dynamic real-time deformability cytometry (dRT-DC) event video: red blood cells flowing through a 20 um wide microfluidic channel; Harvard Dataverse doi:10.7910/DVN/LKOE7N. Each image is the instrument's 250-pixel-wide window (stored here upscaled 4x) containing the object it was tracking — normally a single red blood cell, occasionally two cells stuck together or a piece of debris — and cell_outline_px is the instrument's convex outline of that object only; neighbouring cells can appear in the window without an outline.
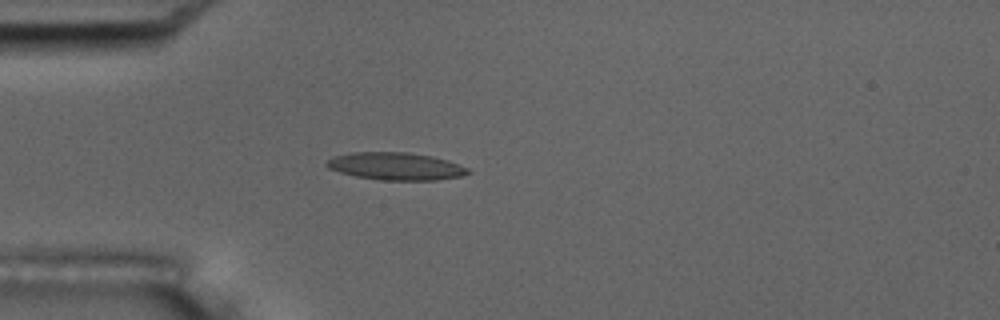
{"species": "common noctule bat (a hibernating species)", "species_latin": "Nyctalus noctula", "temperature_condition": "room temperature", "stored_images_in_passage": 53, "camera_frame_rate_fps": 3000, "um_per_image_px": 0.085, "animal": {"sex": "male", "body_mass_g": 17.5, "forearm_length_mm": 52.3}, "frame": {"image": 1, "passage_image": 14, "time_ms": 4.333, "image_size_px": [1000, 320], "cell_outline_px": [[472, 172], [460, 176], [436, 180], [380, 180], [356, 176], [340, 172], [328, 168], [324, 164], [332, 156], [352, 152], [408, 152], [432, 156], [448, 160], [468, 168]], "centroid_in_image_um": [33.63, 14.12], "position_along_channel_um": 51.4, "area_um2": 22.72}}
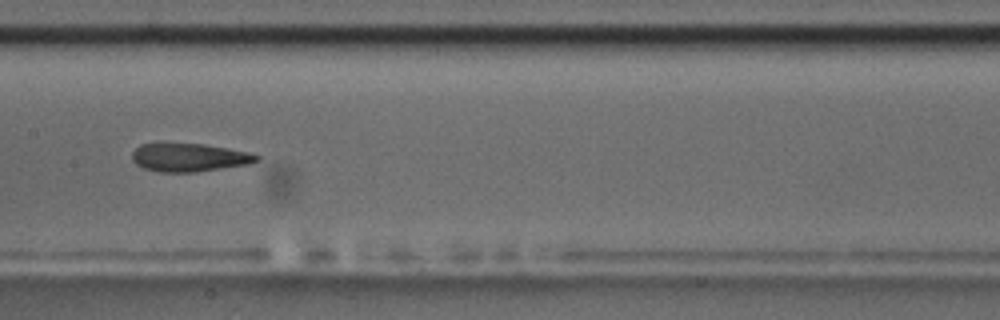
{"frame": {"image": 2, "passage_image": 26, "time_ms": 8.333, "image_size_px": [1000, 320], "cell_outline_px": [[260, 160], [248, 164], [196, 172], [160, 172], [144, 168], [136, 164], [132, 160], [132, 152], [140, 144], [160, 140], [164, 140], [204, 144], [228, 148], [248, 152], [260, 156]], "centroid_in_image_um": [16.01, 13.33], "position_along_channel_um": 191.4, "area_um2": 21.33}}
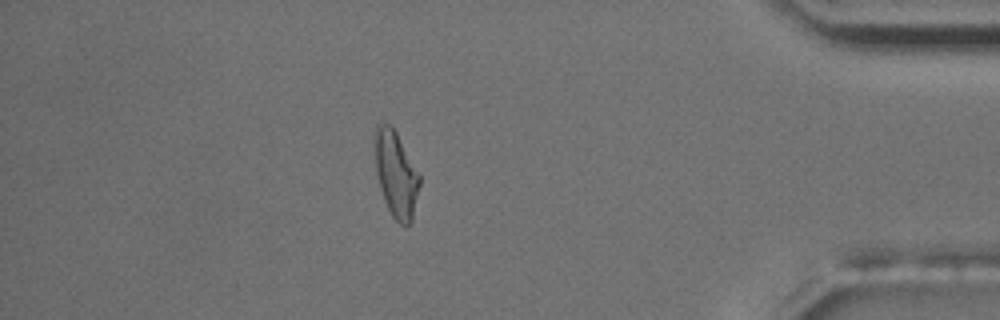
{"frame": {"image": 3, "passage_image": 46, "time_ms": 15.0, "image_size_px": [1000, 320], "cell_outline_px": [[420, 184], [412, 220], [408, 224], [400, 224], [392, 216], [384, 200], [380, 188], [376, 172], [372, 140], [372, 132], [376, 124], [388, 124], [396, 132], [420, 176]], "centroid_in_image_um": [33.6, 14.75], "position_along_channel_um": 401.6, "area_um2": 22.54}, "authors_computed_cell_mechanics": {"area_um2": 21.3282, "velocity_mm_per_s": 3.75, "shape_relaxation_time_tau1_ms": 10.2806, "shape_relaxation_time_tau2_ms": 2.7791, "deformation_change_tau1": 0.2551, "deformation_change_tau2": 0.1188}}